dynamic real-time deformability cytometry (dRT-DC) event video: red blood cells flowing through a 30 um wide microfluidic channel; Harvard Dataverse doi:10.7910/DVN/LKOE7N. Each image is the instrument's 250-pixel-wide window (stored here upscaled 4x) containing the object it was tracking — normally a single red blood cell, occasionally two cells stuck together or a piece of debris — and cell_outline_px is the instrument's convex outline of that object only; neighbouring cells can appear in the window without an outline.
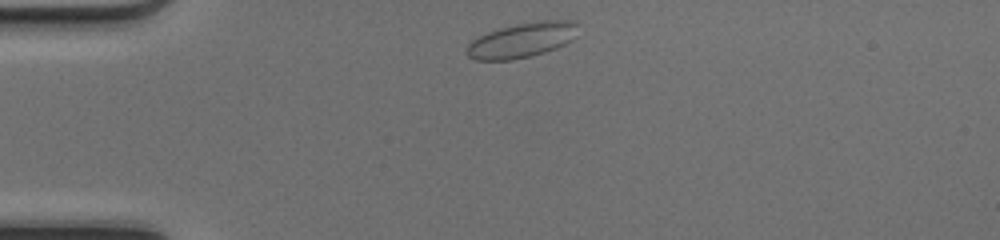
{"species": "common noctule bat (a hibernating species)", "species_latin": "Nyctalus noctula", "temperature_condition": "cold", "stored_images_in_passage": 40, "camera_frame_rate_fps": 3000, "um_per_image_px": 0.085, "animal": {"sex": "female", "body_mass_g": 17.0, "forearm_length_mm": 48.0}, "frame": {"image": 1, "passage_image": 2, "time_ms": 0.333, "image_size_px": [1000, 240], "cell_outline_px": [[576, 24], [572, 40], [556, 48], [544, 52], [512, 60], [476, 60], [468, 56], [464, 52], [468, 44], [472, 40], [488, 32], [500, 28], [516, 24], [544, 20], [576, 20]], "centroid_in_image_um": [44.32, 3.42], "position_along_channel_um": 40.7, "area_um2": 22.37}}
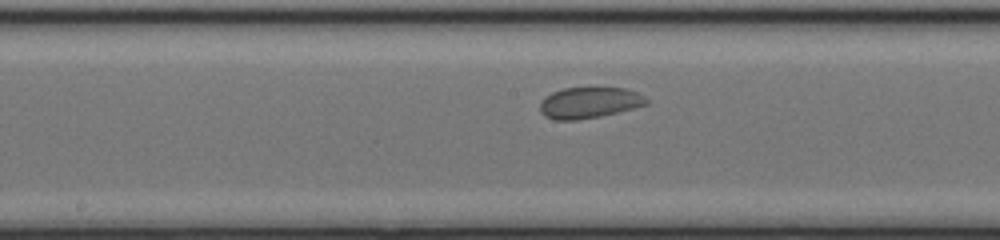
{"frame": {"image": 2, "passage_image": 16, "time_ms": 5.0, "image_size_px": [1000, 240], "cell_outline_px": [[648, 104], [600, 116], [576, 120], [552, 120], [544, 116], [540, 112], [540, 104], [544, 96], [552, 92], [564, 88], [624, 88], [636, 92], [644, 96], [648, 100]], "centroid_in_image_um": [50.04, 8.73], "position_along_channel_um": 198.2, "area_um2": 19.19}}
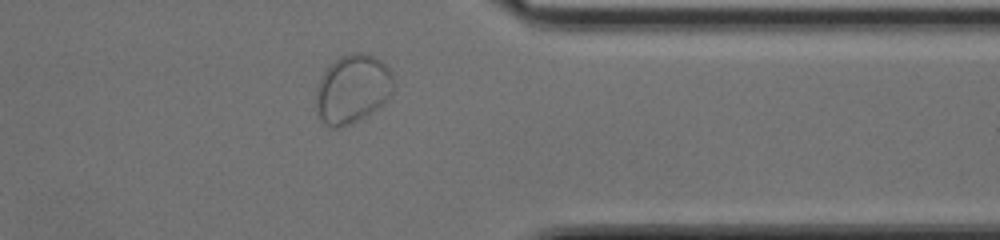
{"frame": {"image": 3, "passage_image": 30, "time_ms": 9.667, "image_size_px": [1000, 240], "cell_outline_px": [[392, 92], [376, 108], [352, 124], [340, 128], [332, 128], [324, 124], [316, 112], [316, 96], [320, 80], [324, 72], [340, 56], [352, 52], [364, 52], [376, 56], [388, 68], [392, 76]], "centroid_in_image_um": [29.93, 7.56], "position_along_channel_um": 381.5, "area_um2": 30.63}}